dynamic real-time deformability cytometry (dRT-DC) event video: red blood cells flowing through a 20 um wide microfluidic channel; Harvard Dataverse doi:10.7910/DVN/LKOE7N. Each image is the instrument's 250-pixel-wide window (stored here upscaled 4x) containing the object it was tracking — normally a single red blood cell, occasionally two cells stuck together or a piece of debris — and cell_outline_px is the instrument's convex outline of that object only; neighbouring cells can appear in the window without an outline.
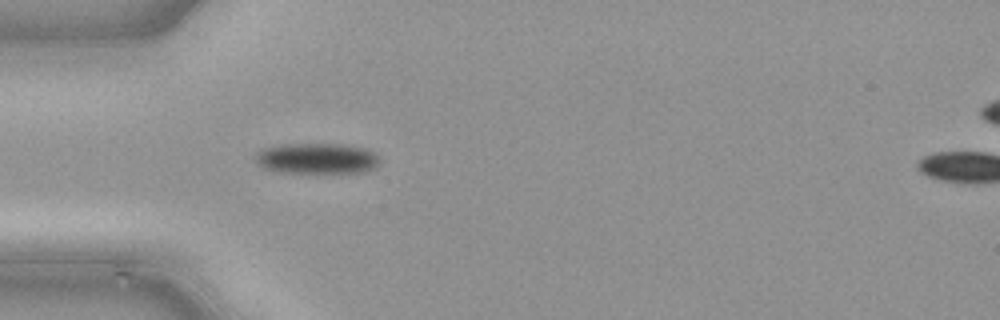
{"species": "common noctule bat (a hibernating species)", "species_latin": "Nyctalus noctula", "temperature_condition": "cold", "stored_images_in_passage": 34, "camera_frame_rate_fps": 3000, "um_per_image_px": 0.085, "animal": {"sex": "male", "body_mass_g": 21.5, "forearm_length_mm": 52.0}, "frame": {"image": 1, "passage_image": 1, "time_ms": 0.0, "image_size_px": [1000, 320], "cell_outline_px": [[376, 164], [372, 168], [364, 172], [280, 172], [264, 168], [256, 160], [256, 152], [264, 148], [284, 144], [344, 144], [364, 148], [372, 152], [376, 156]], "centroid_in_image_um": [26.89, 13.46], "position_along_channel_um": 58.1, "area_um2": 21.73}}
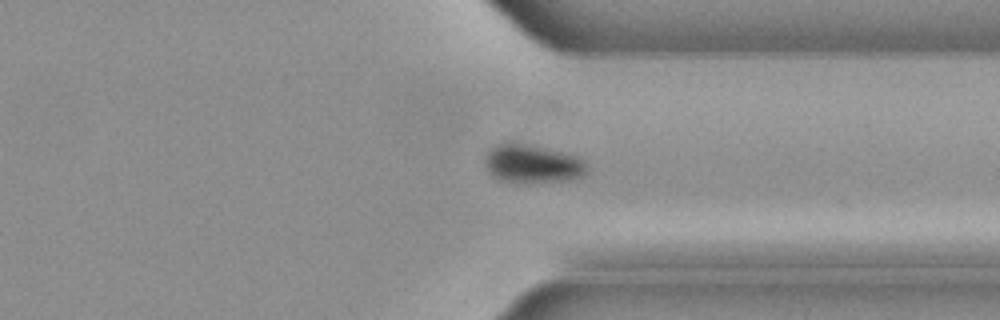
{"frame": {"image": 2, "passage_image": 23, "time_ms": 7.333, "image_size_px": [1000, 320], "cell_outline_px": [[588, 172], [584, 176], [572, 180], [532, 184], [516, 184], [500, 180], [492, 176], [488, 172], [484, 164], [484, 156], [488, 148], [496, 144], [508, 140], [512, 140], [576, 156], [584, 160], [588, 164]], "centroid_in_image_um": [45.21, 13.94], "position_along_channel_um": 366.2, "area_um2": 24.1}}
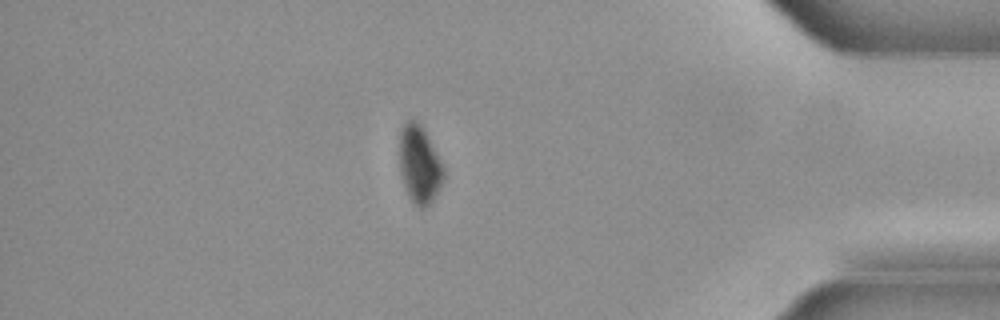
{"frame": {"image": 3, "passage_image": 28, "time_ms": 9.0, "image_size_px": [1000, 320], "cell_outline_px": [[444, 180], [440, 188], [432, 200], [424, 208], [420, 208], [408, 196], [404, 188], [400, 176], [400, 128], [404, 120], [416, 120], [424, 128], [444, 168]], "centroid_in_image_um": [35.64, 13.96], "position_along_channel_um": 399.6, "area_um2": 20.11}}